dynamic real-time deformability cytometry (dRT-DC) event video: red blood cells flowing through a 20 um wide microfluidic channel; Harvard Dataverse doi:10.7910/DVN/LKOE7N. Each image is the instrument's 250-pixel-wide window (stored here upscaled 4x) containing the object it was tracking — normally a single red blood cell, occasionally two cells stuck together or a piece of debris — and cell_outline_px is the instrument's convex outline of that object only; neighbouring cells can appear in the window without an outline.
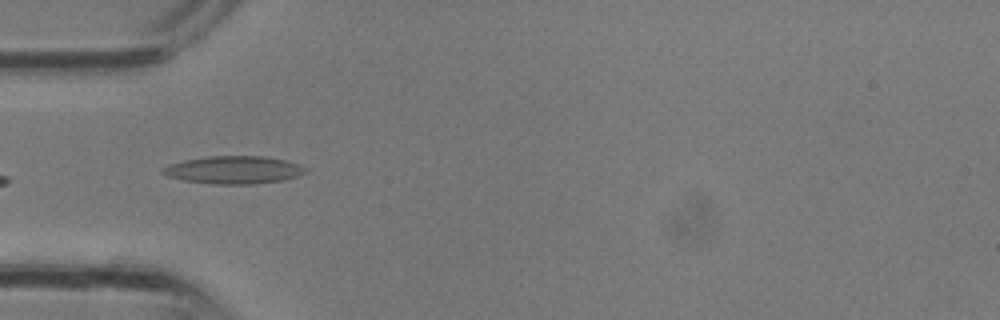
{"species": "common noctule bat (a hibernating species)", "species_latin": "Nyctalus noctula", "temperature_condition": "room temperature", "stored_images_in_passage": 3, "camera_frame_rate_fps": 3000, "um_per_image_px": 0.085, "animal": {"sex": "male", "body_mass_g": 13.3}, "frame": {"image": 1, "passage_image": 3, "time_ms": 0.667, "image_size_px": [1000, 320], "cell_outline_px": [[308, 172], [284, 180], [256, 184], [212, 184], [184, 180], [168, 176], [160, 172], [160, 168], [168, 164], [184, 160], [208, 156], [268, 156], [288, 160], [300, 164], [308, 168]], "centroid_in_image_um": [19.9, 14.43], "position_along_channel_um": 65.1, "area_um2": 23.47}}